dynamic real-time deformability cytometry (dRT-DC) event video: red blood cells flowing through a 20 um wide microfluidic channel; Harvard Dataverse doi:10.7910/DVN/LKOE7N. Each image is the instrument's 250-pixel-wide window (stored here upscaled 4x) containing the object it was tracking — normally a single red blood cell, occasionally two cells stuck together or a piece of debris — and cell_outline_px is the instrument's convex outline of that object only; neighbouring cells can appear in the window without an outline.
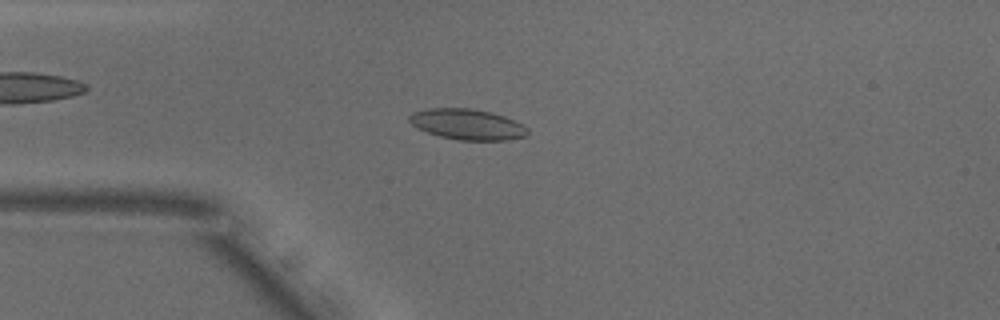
{"species": "common noctule bat (a hibernating species)", "species_latin": "Nyctalus noctula", "temperature_condition": "warm", "stored_images_in_passage": 44, "camera_frame_rate_fps": 3000, "um_per_image_px": 0.085, "animal": {"sex": "male", "body_mass_g": 18.8}, "frame": {"image": 1, "passage_image": 5, "time_ms": 1.333, "image_size_px": [1000, 320], "cell_outline_px": [[528, 136], [508, 140], [460, 140], [440, 136], [416, 128], [408, 120], [408, 116], [412, 112], [428, 108], [472, 108], [492, 112], [504, 116], [524, 124], [528, 128]], "centroid_in_image_um": [39.74, 10.56], "position_along_channel_um": 45.3, "area_um2": 21.39}}
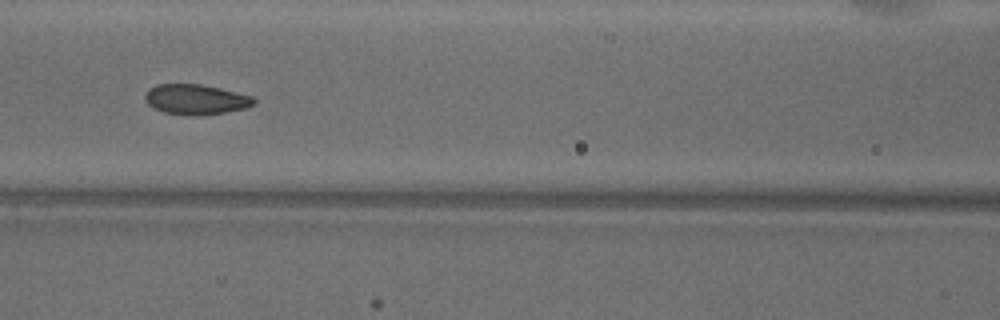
{"frame": {"image": 2, "passage_image": 14, "time_ms": 4.333, "image_size_px": [1000, 320], "cell_outline_px": [[256, 104], [244, 108], [224, 112], [196, 116], [164, 112], [148, 104], [144, 100], [144, 96], [148, 88], [156, 84], [200, 84], [220, 88], [252, 96], [256, 100]], "centroid_in_image_um": [16.63, 8.44], "position_along_channel_um": 150.0, "area_um2": 19.07}}
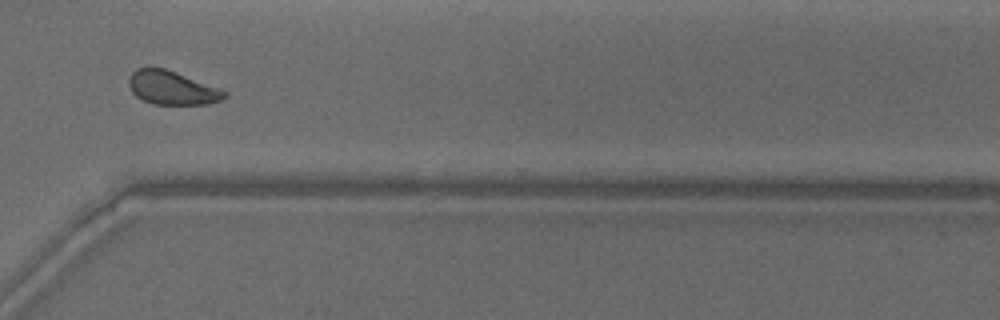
{"frame": {"image": 3, "passage_image": 30, "time_ms": 9.667, "image_size_px": [1000, 320], "cell_outline_px": [[228, 96], [220, 100], [208, 104], [152, 104], [136, 96], [132, 92], [128, 84], [128, 80], [132, 72], [136, 68], [164, 68], [176, 72], [228, 92]], "centroid_in_image_um": [14.6, 7.47], "position_along_channel_um": 356.0, "area_um2": 18.55}, "authors_computed_cell_mechanics": {"area_um2": 19.4786, "velocity_mm_per_s": 3.8717, "shape_relaxation_time_tau1_ms": 5.3405, "shape_relaxation_time_tau2_ms": 1.2691, "deformation_change_tau1": 0.1333, "deformation_change_tau2": 0.0685}}